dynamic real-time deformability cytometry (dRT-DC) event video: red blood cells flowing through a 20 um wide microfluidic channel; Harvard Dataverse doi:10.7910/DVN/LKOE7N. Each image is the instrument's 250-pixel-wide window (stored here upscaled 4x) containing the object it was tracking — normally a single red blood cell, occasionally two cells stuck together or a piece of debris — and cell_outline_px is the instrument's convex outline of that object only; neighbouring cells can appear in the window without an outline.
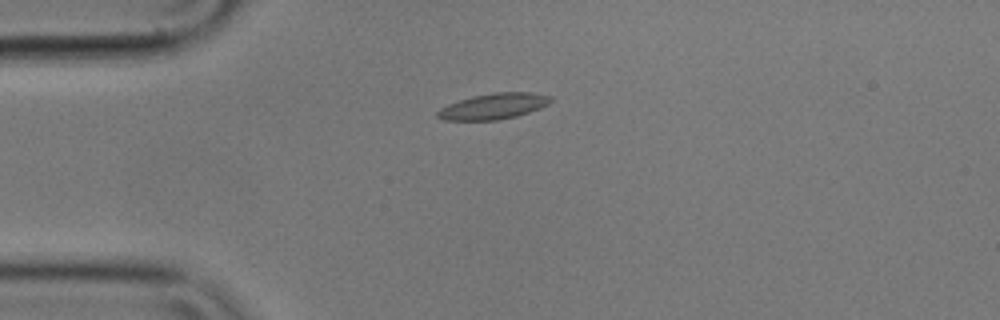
{"species": "common noctule bat (a hibernating species)", "species_latin": "Nyctalus noctula", "temperature_condition": "cold", "stored_images_in_passage": 5, "camera_frame_rate_fps": 3000, "um_per_image_px": 0.085, "animal": {"sex": "male", "body_mass_g": 17.9}, "frame": {"image": 1, "passage_image": 5, "time_ms": 1.333, "image_size_px": [1000, 320], "cell_outline_px": [[552, 100], [548, 104], [540, 108], [516, 116], [496, 120], [444, 120], [436, 116], [436, 112], [440, 108], [448, 104], [472, 96], [492, 92], [532, 92], [552, 96]], "centroid_in_image_um": [41.95, 9.02], "position_along_channel_um": 43.1, "area_um2": 17.05}}